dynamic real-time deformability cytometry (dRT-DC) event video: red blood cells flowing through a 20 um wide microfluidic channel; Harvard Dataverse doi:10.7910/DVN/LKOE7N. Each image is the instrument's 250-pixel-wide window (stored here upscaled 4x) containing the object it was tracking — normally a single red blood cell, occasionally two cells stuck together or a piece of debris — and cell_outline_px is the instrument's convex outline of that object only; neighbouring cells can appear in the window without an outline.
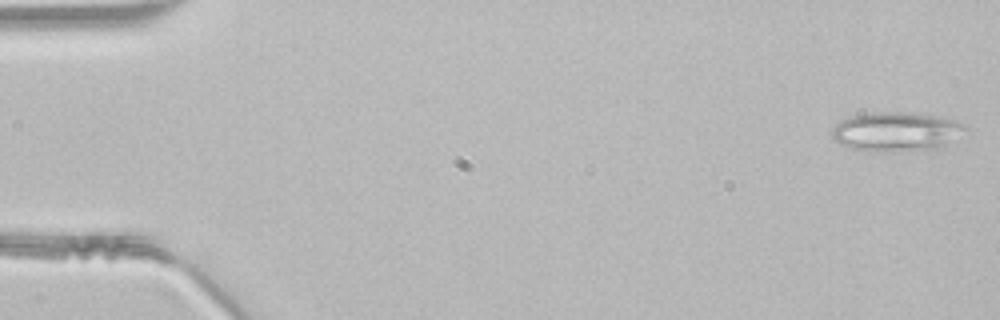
{"species": "common noctule bat (a hibernating species)", "species_latin": "Nyctalus noctula", "temperature_condition": "room temperature", "stored_images_in_passage": 47, "camera_frame_rate_fps": 3000, "um_per_image_px": 0.085, "animal": {"sex": "male", "body_mass_g": 21.5, "forearm_length_mm": 52.0}, "frame": {"image": 1, "passage_image": 1, "time_ms": 0.0, "image_size_px": [1000, 320], "cell_outline_px": [[968, 128], [944, 144], [936, 148], [892, 152], [872, 152], [852, 148], [840, 144], [832, 140], [832, 128], [840, 120], [864, 112], [912, 112], [936, 116], [952, 120], [964, 124]], "centroid_in_image_um": [76.09, 11.18], "position_along_channel_um": 8.9, "area_um2": 30.46}}
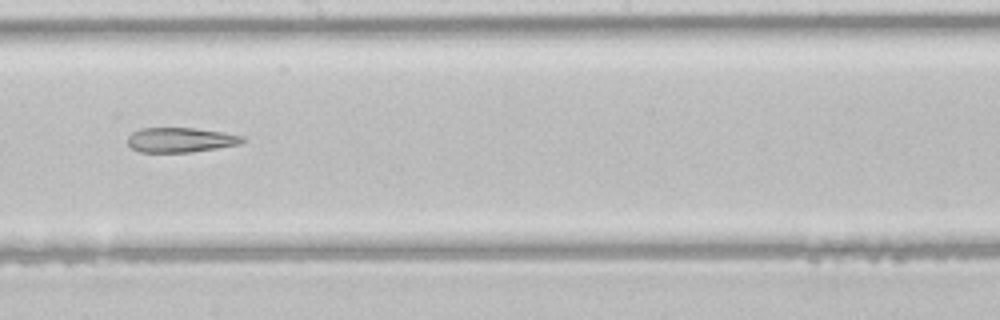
{"frame": {"image": 2, "passage_image": 26, "time_ms": 8.333, "image_size_px": [1000, 320], "cell_outline_px": [[248, 140], [240, 144], [216, 148], [188, 152], [140, 152], [132, 148], [128, 144], [128, 136], [132, 132], [140, 128], [196, 128], [224, 132], [244, 136]], "centroid_in_image_um": [15.37, 11.88], "position_along_channel_um": 232.8, "area_um2": 16.65}}
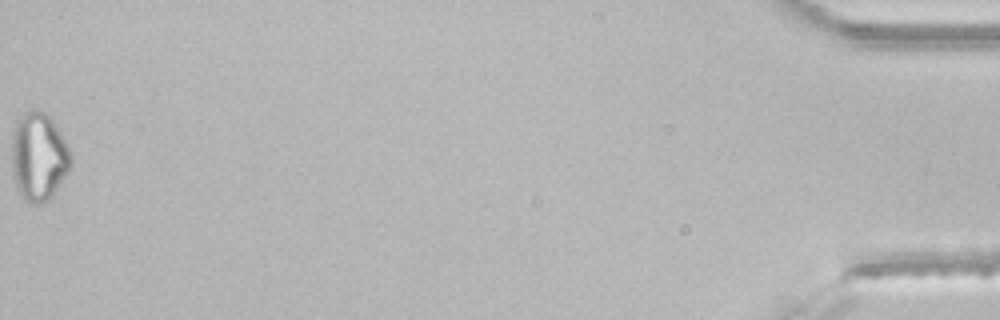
{"frame": {"image": 3, "passage_image": 47, "time_ms": 15.333, "image_size_px": [1000, 320], "cell_outline_px": [[72, 164], [68, 172], [48, 200], [36, 204], [28, 200], [20, 192], [12, 168], [12, 128], [20, 116], [28, 108], [32, 108], [44, 112], [52, 120], [64, 140], [72, 156]], "centroid_in_image_um": [3.28, 13.25], "position_along_channel_um": 431.9, "area_um2": 29.94}}